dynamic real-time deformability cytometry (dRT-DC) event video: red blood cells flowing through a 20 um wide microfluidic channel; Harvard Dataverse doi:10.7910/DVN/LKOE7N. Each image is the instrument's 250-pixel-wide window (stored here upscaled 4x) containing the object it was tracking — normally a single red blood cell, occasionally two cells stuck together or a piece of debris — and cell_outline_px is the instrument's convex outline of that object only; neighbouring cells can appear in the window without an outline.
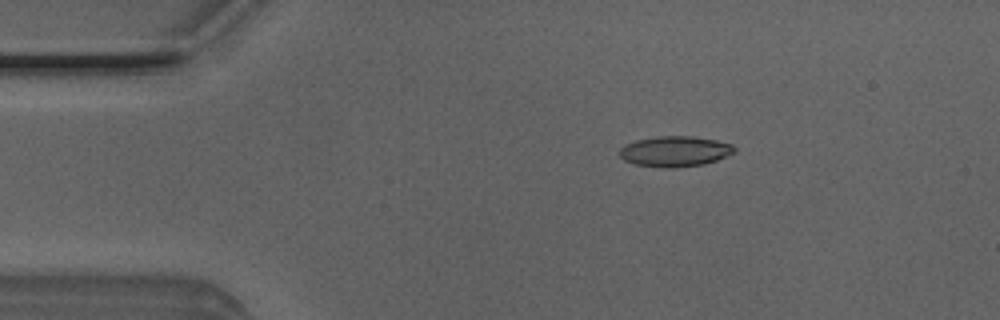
{"species": "Egyptian fruit bat (a non-hibernating species)", "species_latin": "Rousettus aegyptiacus", "temperature_condition": "room temperature", "stored_images_in_passage": 52, "camera_frame_rate_fps": 3000, "um_per_image_px": 0.085, "animal": {"sex": "male"}, "frame": {"image": 1, "passage_image": 9, "time_ms": 2.667, "image_size_px": [1000, 320], "cell_outline_px": [[736, 152], [716, 160], [704, 164], [672, 168], [664, 168], [636, 164], [624, 160], [620, 156], [620, 148], [624, 144], [636, 140], [656, 136], [692, 136], [716, 140], [732, 144], [736, 148]], "centroid_in_image_um": [57.37, 12.86], "position_along_channel_um": 27.6, "area_um2": 20.46}}
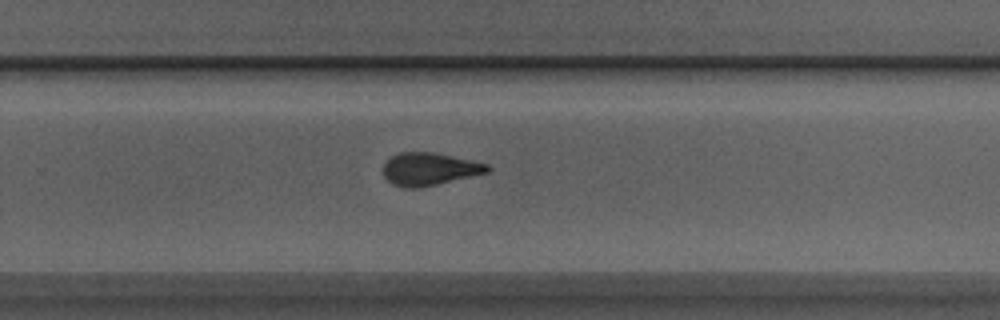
{"frame": {"image": 2, "passage_image": 33, "time_ms": 10.667, "image_size_px": [1000, 320], "cell_outline_px": [[492, 168], [488, 172], [420, 188], [404, 188], [392, 184], [384, 176], [384, 164], [392, 156], [400, 152], [432, 152], [452, 156], [488, 164]], "centroid_in_image_um": [36.49, 14.37], "position_along_channel_um": 293.3, "area_um2": 19.65}}
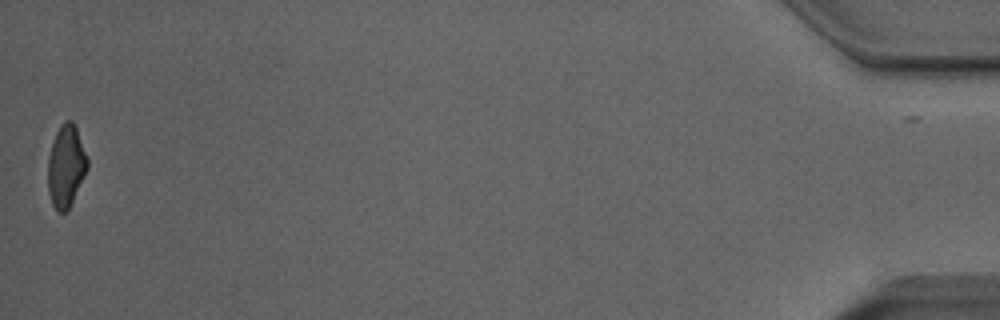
{"frame": {"image": 3, "passage_image": 51, "time_ms": 16.667, "image_size_px": [1000, 320], "cell_outline_px": [[88, 168], [68, 208], [64, 212], [56, 212], [52, 204], [48, 192], [48, 156], [56, 132], [60, 124], [64, 120], [72, 120], [76, 128], [88, 160]], "centroid_in_image_um": [5.59, 14.1], "position_along_channel_um": 429.6, "area_um2": 18.67}, "authors_computed_cell_mechanics": {"area_um2": 19.941, "velocity_mm_per_s": 3.9901, "shape_relaxation_time_tau1_ms": 7.1719, "shape_relaxation_time_tau2_ms": 2.2062, "deformation_change_tau1": 0.1747, "deformation_change_tau2": 0.0921}}